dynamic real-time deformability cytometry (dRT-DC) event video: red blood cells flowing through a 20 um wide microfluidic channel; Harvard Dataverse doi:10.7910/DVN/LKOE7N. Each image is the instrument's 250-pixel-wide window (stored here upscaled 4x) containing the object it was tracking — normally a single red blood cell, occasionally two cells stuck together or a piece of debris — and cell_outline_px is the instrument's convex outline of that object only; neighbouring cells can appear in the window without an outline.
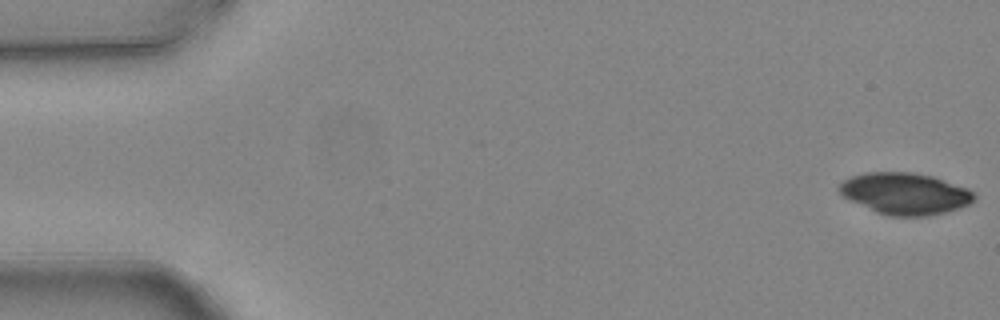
{"species": "common noctule bat (a hibernating species)", "species_latin": "Nyctalus noctula", "temperature_condition": "warm", "stored_images_in_passage": 4, "camera_frame_rate_fps": 3000, "um_per_image_px": 0.085, "animal": {"sex": "female", "body_mass_g": 24.6, "forearm_length_mm": 56.2}, "frame": {"image": 1, "passage_image": 1, "time_ms": 0.0, "image_size_px": [1000, 320], "cell_outline_px": [[976, 200], [968, 204], [944, 212], [928, 216], [888, 216], [876, 212], [848, 200], [840, 196], [836, 188], [844, 180], [852, 176], [864, 172], [912, 172], [932, 176], [968, 188], [976, 196]], "centroid_in_image_um": [76.87, 16.45], "position_along_channel_um": 8.1, "area_um2": 32.89}}